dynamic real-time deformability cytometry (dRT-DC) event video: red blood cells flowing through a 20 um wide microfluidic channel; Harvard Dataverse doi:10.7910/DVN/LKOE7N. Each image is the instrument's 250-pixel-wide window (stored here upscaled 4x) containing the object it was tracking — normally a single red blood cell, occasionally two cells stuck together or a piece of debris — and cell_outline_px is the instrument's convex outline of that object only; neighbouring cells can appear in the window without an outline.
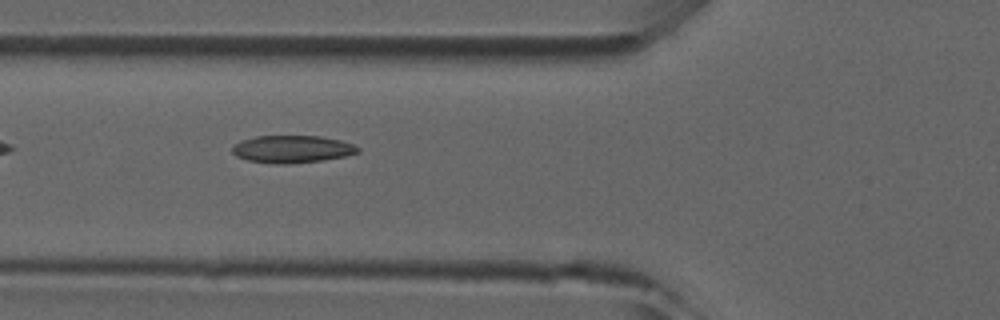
{"species": "common noctule bat (a hibernating species)", "species_latin": "Nyctalus noctula", "temperature_condition": "room temperature", "stored_images_in_passage": 27, "camera_frame_rate_fps": 3000, "um_per_image_px": 0.085, "animal": {"sex": "male", "forearm_length_mm": 52.5}, "frame": {"image": 1, "passage_image": 4, "time_ms": 1.0, "image_size_px": [1000, 320], "cell_outline_px": [[360, 152], [348, 156], [324, 160], [288, 164], [272, 164], [248, 160], [236, 156], [232, 152], [232, 148], [240, 140], [256, 136], [320, 136], [340, 140], [352, 144], [360, 148]], "centroid_in_image_um": [24.85, 12.68], "position_along_channel_um": 101.0, "area_um2": 20.23}}
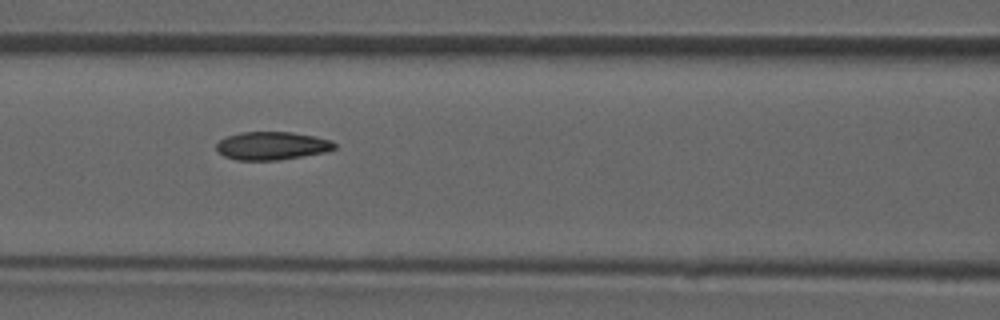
{"frame": {"image": 2, "passage_image": 7, "time_ms": 2.0, "image_size_px": [1000, 320], "cell_outline_px": [[336, 148], [324, 152], [276, 160], [236, 160], [224, 156], [216, 148], [216, 144], [224, 136], [244, 132], [292, 132], [332, 140], [336, 144]], "centroid_in_image_um": [23.09, 12.38], "position_along_channel_um": 143.5, "area_um2": 19.19}}
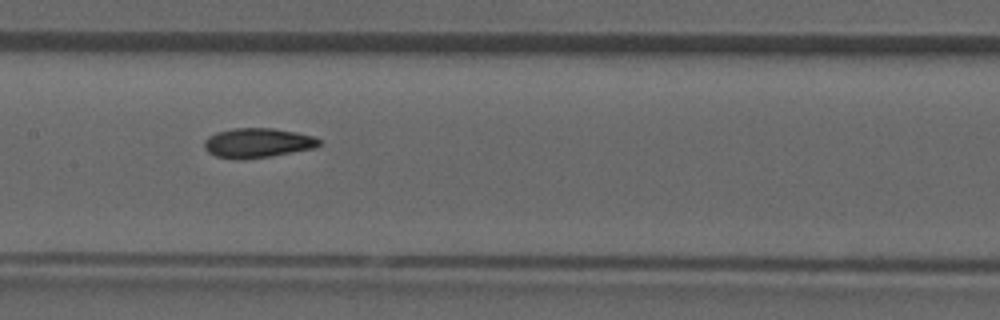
{"frame": {"image": 3, "passage_image": 10, "time_ms": 3.0, "image_size_px": [1000, 320], "cell_outline_px": [[320, 144], [316, 148], [272, 156], [240, 160], [236, 160], [216, 156], [208, 152], [204, 148], [204, 140], [208, 136], [216, 132], [232, 128], [272, 128], [296, 132], [312, 136], [320, 140]], "centroid_in_image_um": [21.87, 12.15], "position_along_channel_um": 185.5, "area_um2": 20.0}}